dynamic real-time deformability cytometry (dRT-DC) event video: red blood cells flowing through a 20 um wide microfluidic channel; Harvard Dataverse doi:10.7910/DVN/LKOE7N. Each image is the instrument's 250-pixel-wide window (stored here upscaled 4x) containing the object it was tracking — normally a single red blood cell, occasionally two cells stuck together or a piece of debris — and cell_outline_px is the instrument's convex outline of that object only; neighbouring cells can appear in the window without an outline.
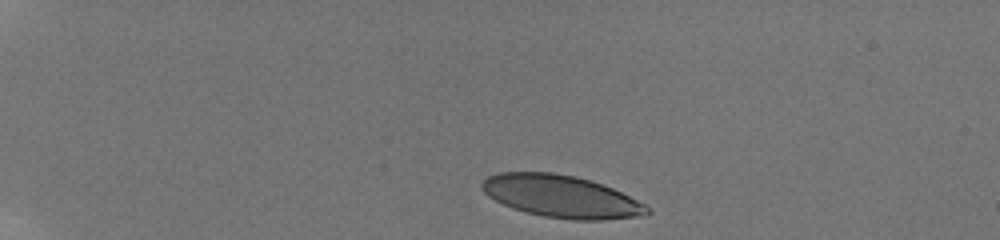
{"species": "human", "species_latin": "Homo sapiens", "temperature_condition": "room temperature", "stored_images_in_passage": 8, "camera_frame_rate_fps": 3000, "um_per_image_px": 0.085, "donor": {"sex": "male"}, "frame": {"image": 1, "passage_image": 1, "time_ms": 0.0, "image_size_px": [1000, 240], "cell_outline_px": [[652, 212], [648, 216], [604, 220], [572, 220], [544, 216], [512, 208], [488, 196], [480, 188], [480, 184], [488, 176], [496, 172], [552, 172], [576, 176], [612, 188], [652, 208]], "centroid_in_image_um": [47.72, 16.7], "position_along_channel_um": 37.3, "area_um2": 40.81}}